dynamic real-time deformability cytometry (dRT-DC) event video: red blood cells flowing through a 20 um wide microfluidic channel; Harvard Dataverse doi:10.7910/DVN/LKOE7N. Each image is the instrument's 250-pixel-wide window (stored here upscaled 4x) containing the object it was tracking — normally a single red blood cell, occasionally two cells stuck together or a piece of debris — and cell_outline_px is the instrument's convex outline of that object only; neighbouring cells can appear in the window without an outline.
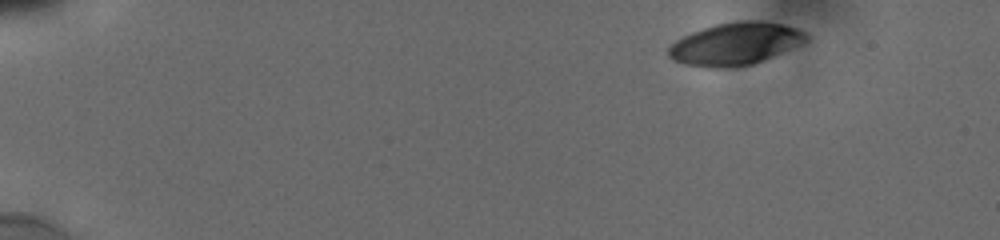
{"species": "human", "species_latin": "Homo sapiens", "temperature_condition": "cold", "stored_images_in_passage": 41, "camera_frame_rate_fps": 3000, "um_per_image_px": 0.085, "donor": {"sex": "male"}, "frame": {"image": 1, "passage_image": 1, "time_ms": 0.0, "image_size_px": [1000, 240], "cell_outline_px": [[808, 40], [800, 44], [752, 64], [728, 68], [712, 68], [684, 64], [672, 60], [668, 56], [668, 48], [676, 40], [692, 32], [716, 24], [740, 20], [760, 20], [784, 24], [796, 28], [804, 32], [808, 36]], "centroid_in_image_um": [62.48, 3.72], "position_along_channel_um": 22.5, "area_um2": 33.81}}
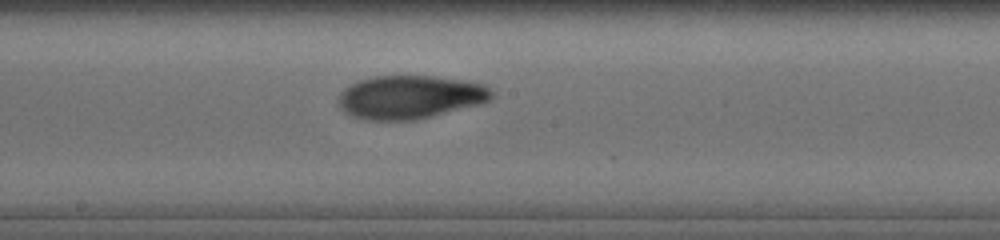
{"frame": {"image": 2, "passage_image": 24, "time_ms": 8.333, "image_size_px": [1000, 240], "cell_outline_px": [[492, 96], [488, 100], [476, 104], [416, 120], [368, 120], [352, 116], [344, 112], [340, 108], [340, 96], [344, 88], [360, 80], [376, 76], [432, 76], [464, 80], [484, 84], [492, 92]], "centroid_in_image_um": [34.82, 8.25], "position_along_channel_um": 213.4, "area_um2": 38.15}}
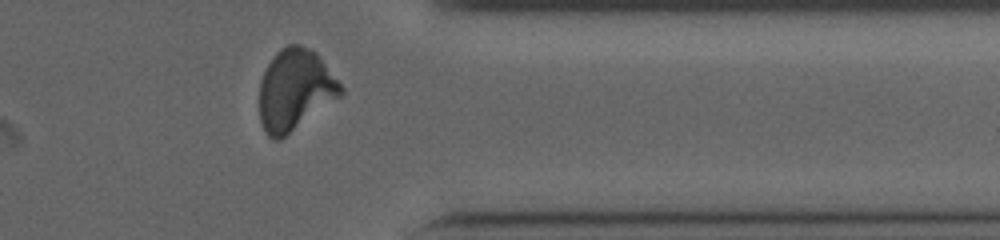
{"frame": {"image": 3, "passage_image": 37, "time_ms": 13.0, "image_size_px": [1000, 240], "cell_outline_px": [[344, 92], [340, 96], [280, 140], [276, 140], [268, 136], [260, 120], [260, 80], [268, 64], [276, 52], [280, 48], [288, 44], [300, 44], [316, 52], [344, 88]], "centroid_in_image_um": [25.07, 7.62], "position_along_channel_um": 386.3, "area_um2": 38.15}, "authors_computed_cell_mechanics": {"area_um2": 37.1076, "velocity_mm_per_s": 3.8195, "shape_relaxation_time_tau1_ms": 3.8599, "shape_relaxation_time_tau2_ms": 1.9413, "deformation_change_tau1": 0.1544, "deformation_change_tau2": 0.069}}